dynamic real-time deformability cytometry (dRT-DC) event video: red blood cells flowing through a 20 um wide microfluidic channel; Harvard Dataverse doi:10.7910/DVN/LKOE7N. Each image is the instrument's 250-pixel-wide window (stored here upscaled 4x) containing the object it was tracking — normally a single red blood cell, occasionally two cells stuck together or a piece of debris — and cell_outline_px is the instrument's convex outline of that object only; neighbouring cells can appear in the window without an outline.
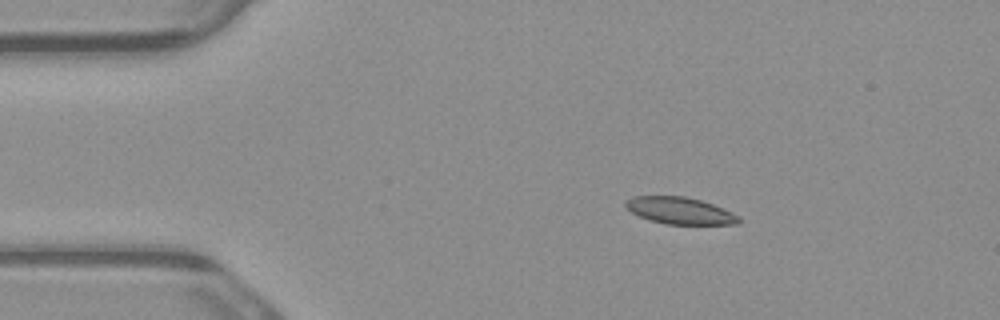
{"species": "common noctule bat (a hibernating species)", "species_latin": "Nyctalus noctula", "temperature_condition": "warm", "stored_images_in_passage": 3, "camera_frame_rate_fps": 3000, "um_per_image_px": 0.085, "animal": {"sex": "male", "body_mass_g": 23.1, "forearm_length_mm": 52.7}, "frame": {"image": 1, "passage_image": 2, "time_ms": 0.333, "image_size_px": [1000, 320], "cell_outline_px": [[740, 224], [668, 224], [652, 220], [640, 216], [624, 208], [624, 200], [632, 196], [684, 196], [700, 200], [712, 204], [732, 212], [740, 216]], "centroid_in_image_um": [57.77, 17.89], "position_along_channel_um": 27.2, "area_um2": 17.69}}